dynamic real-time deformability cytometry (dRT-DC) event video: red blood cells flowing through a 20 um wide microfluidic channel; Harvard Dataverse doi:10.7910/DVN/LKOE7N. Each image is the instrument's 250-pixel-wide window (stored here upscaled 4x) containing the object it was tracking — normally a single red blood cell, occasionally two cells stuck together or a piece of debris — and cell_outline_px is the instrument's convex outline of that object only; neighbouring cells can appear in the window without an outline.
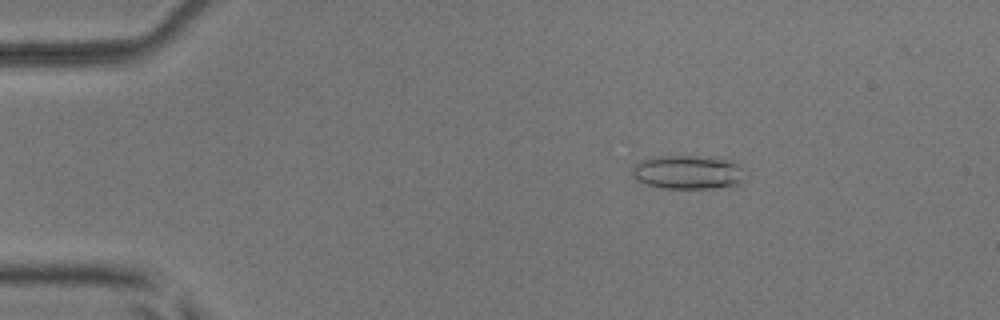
{"species": "common noctule bat (a hibernating species)", "species_latin": "Nyctalus noctula", "temperature_condition": "room temperature", "stored_images_in_passage": 45, "camera_frame_rate_fps": 3000, "um_per_image_px": 0.085, "animal": {"sex": "male", "body_mass_g": 17.9, "forearm_length_mm": 54.2}, "frame": {"image": 1, "passage_image": 9, "time_ms": 2.667, "image_size_px": [1000, 320], "cell_outline_px": [[748, 168], [740, 184], [712, 188], [660, 188], [644, 184], [636, 180], [632, 176], [632, 168], [640, 160], [648, 156], [696, 156], [736, 160], [744, 164]], "centroid_in_image_um": [58.53, 14.62], "position_along_channel_um": 26.5, "area_um2": 23.06}}
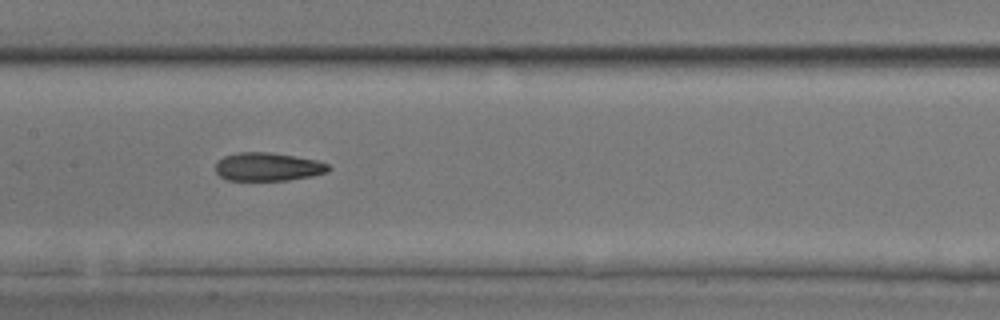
{"frame": {"image": 2, "passage_image": 26, "time_ms": 8.333, "image_size_px": [1000, 320], "cell_outline_px": [[332, 168], [328, 172], [312, 176], [288, 180], [228, 180], [220, 176], [216, 172], [216, 164], [224, 156], [236, 152], [268, 152], [296, 156], [316, 160], [328, 164]], "centroid_in_image_um": [22.8, 14.17], "position_along_channel_um": 184.6, "area_um2": 18.67}}
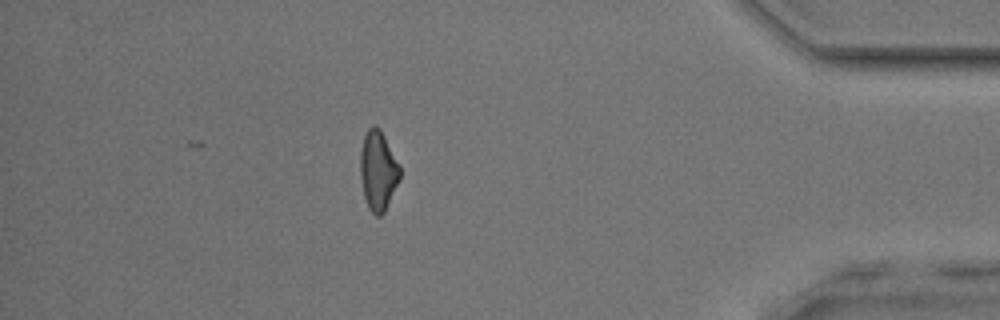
{"frame": {"image": 3, "passage_image": 45, "time_ms": 14.667, "image_size_px": [1000, 320], "cell_outline_px": [[400, 180], [384, 212], [380, 216], [376, 216], [368, 208], [364, 196], [360, 176], [360, 152], [364, 136], [368, 128], [372, 124], [380, 128], [400, 164]], "centroid_in_image_um": [32.14, 14.49], "position_along_channel_um": 403.1, "area_um2": 18.55}, "authors_computed_cell_mechanics": {"area_um2": 19.3052, "velocity_mm_per_s": 4.0922, "shape_relaxation_time_tau1_ms": 4.9506, "shape_relaxation_time_tau2_ms": 3.8343, "deformation_change_tau1": 0.1517, "deformation_change_tau2": 0.1383}}